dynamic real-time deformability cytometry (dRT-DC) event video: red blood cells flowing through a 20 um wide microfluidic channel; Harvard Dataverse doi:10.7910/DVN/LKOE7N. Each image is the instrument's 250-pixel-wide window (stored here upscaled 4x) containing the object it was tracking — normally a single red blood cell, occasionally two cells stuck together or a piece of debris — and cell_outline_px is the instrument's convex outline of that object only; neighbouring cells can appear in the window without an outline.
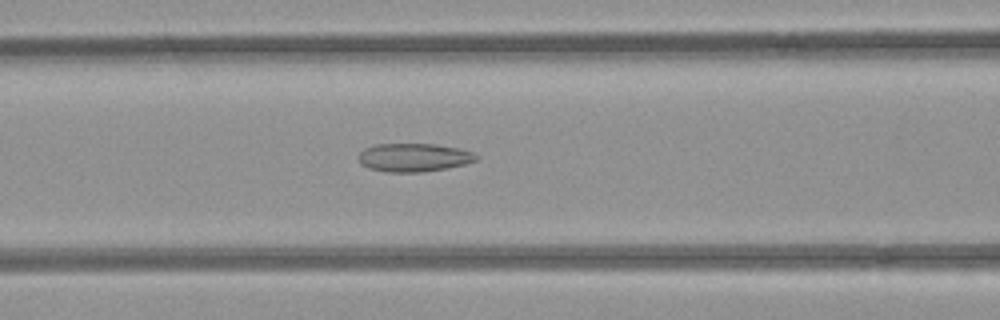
{"species": "common noctule bat (a hibernating species)", "species_latin": "Nyctalus noctula", "temperature_condition": "room temperature", "stored_images_in_passage": 53, "camera_frame_rate_fps": 3000, "um_per_image_px": 0.085, "animal": {"sex": "female", "body_mass_g": 21.9}, "frame": {"image": 1, "passage_image": 22, "time_ms": 7.0, "image_size_px": [1000, 320], "cell_outline_px": [[480, 156], [476, 160], [464, 164], [448, 168], [420, 172], [388, 172], [368, 168], [360, 164], [360, 152], [364, 148], [376, 144], [436, 144], [460, 148], [472, 152]], "centroid_in_image_um": [35.19, 13.38], "position_along_channel_um": 131.4, "area_um2": 19.48}}
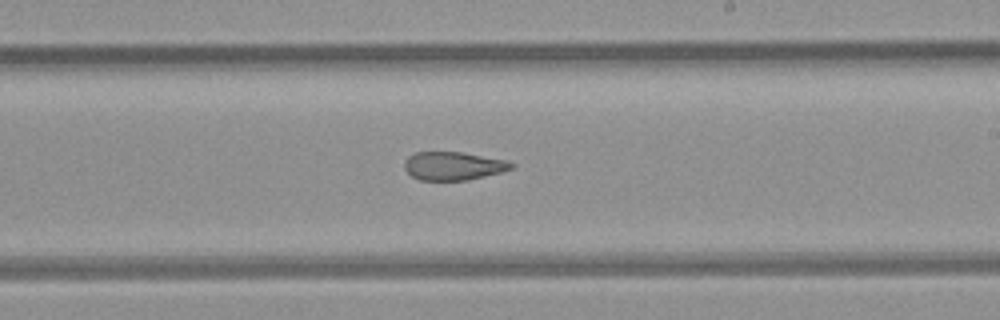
{"frame": {"image": 2, "passage_image": 31, "time_ms": 10.0, "image_size_px": [1000, 320], "cell_outline_px": [[516, 168], [468, 180], [420, 180], [412, 176], [404, 168], [404, 160], [408, 156], [416, 152], [464, 152], [508, 160], [516, 164]], "centroid_in_image_um": [38.57, 14.09], "position_along_channel_um": 250.4, "area_um2": 17.86}}
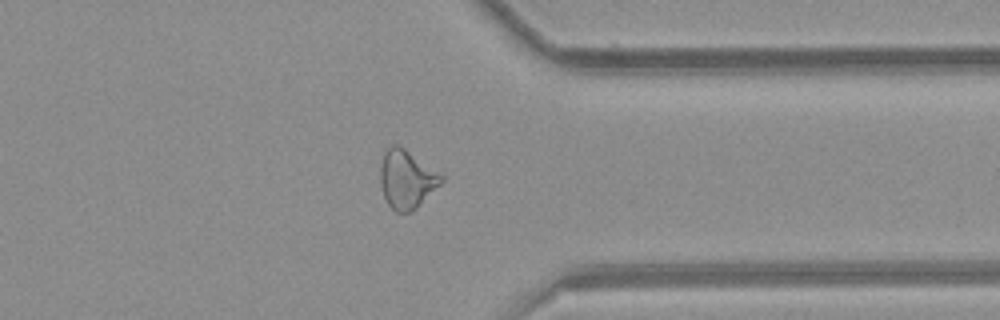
{"frame": {"image": 3, "passage_image": 41, "time_ms": 13.333, "image_size_px": [1000, 320], "cell_outline_px": [[444, 180], [416, 208], [408, 212], [396, 212], [388, 204], [384, 196], [380, 184], [380, 164], [384, 152], [392, 144], [396, 144], [404, 148], [440, 172], [444, 176]], "centroid_in_image_um": [34.56, 15.21], "position_along_channel_um": 376.8, "area_um2": 20.69}, "authors_computed_cell_mechanics": {"area_um2": 21.8484, "velocity_mm_per_s": 3.9686, "shape_relaxation_time_tau1_ms": null, "shape_relaxation_time_tau2_ms": 3.0678, "deformation_change_tau1": null, "deformation_change_tau2": 0.1212}}